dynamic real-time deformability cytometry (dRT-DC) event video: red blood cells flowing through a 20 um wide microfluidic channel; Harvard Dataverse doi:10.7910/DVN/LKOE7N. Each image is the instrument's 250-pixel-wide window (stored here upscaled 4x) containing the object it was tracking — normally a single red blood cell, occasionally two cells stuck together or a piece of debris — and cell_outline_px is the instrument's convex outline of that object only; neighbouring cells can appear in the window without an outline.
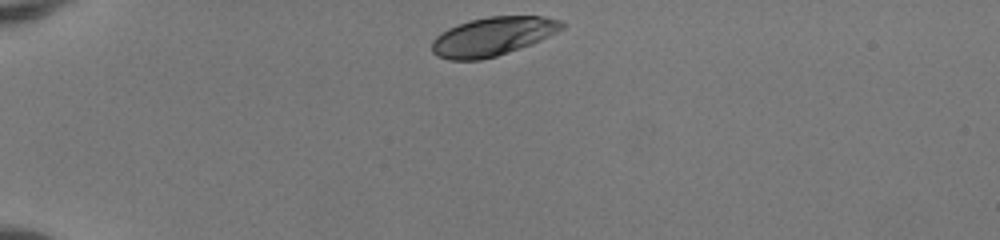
{"species": "human", "species_latin": "Homo sapiens", "temperature_condition": "room temperature", "stored_images_in_passage": 35, "camera_frame_rate_fps": 3000, "um_per_image_px": 0.085, "donor": {"sex": "female"}, "frame": {"image": 1, "passage_image": 1, "time_ms": 0.0, "image_size_px": [1000, 240], "cell_outline_px": [[564, 28], [532, 44], [496, 56], [480, 60], [448, 60], [436, 56], [432, 52], [432, 40], [440, 32], [448, 28], [472, 20], [488, 16], [544, 16], [564, 20]], "centroid_in_image_um": [41.88, 3.1], "position_along_channel_um": 43.1, "area_um2": 29.36}}
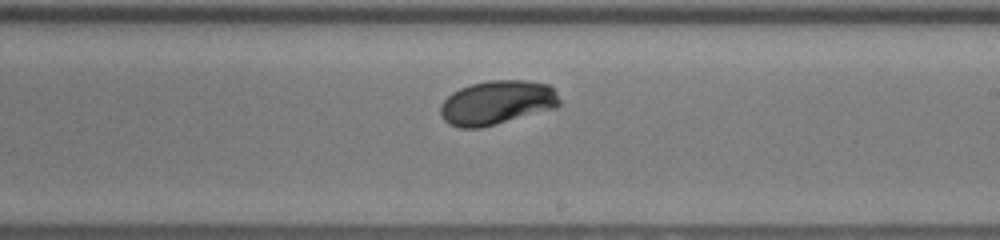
{"frame": {"image": 2, "passage_image": 20, "time_ms": 6.333, "image_size_px": [1000, 240], "cell_outline_px": [[560, 104], [556, 108], [496, 124], [480, 128], [460, 128], [448, 124], [440, 116], [440, 104], [452, 92], [460, 88], [472, 84], [488, 80], [524, 80], [548, 84], [556, 92], [560, 100]], "centroid_in_image_um": [42.22, 8.73], "position_along_channel_um": 246.8, "area_um2": 30.75}}
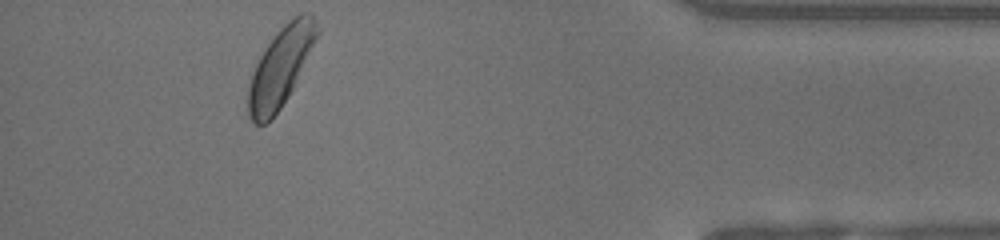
{"frame": {"image": 3, "passage_image": 35, "time_ms": 11.333, "image_size_px": [1000, 240], "cell_outline_px": [[320, 32], [288, 96], [280, 108], [264, 124], [256, 124], [248, 116], [248, 88], [252, 72], [260, 56], [276, 32], [288, 20], [300, 12], [312, 12], [320, 28]], "centroid_in_image_um": [23.87, 5.62], "position_along_channel_um": 411.3, "area_um2": 31.27}, "authors_computed_cell_mechanics": {"area_um2": 30.4606, "velocity_mm_per_s": 4.0412, "shape_relaxation_time_tau1_ms": 2.0839, "shape_relaxation_time_tau2_ms": null, "deformation_change_tau1": 0.1696, "deformation_change_tau2": null}}